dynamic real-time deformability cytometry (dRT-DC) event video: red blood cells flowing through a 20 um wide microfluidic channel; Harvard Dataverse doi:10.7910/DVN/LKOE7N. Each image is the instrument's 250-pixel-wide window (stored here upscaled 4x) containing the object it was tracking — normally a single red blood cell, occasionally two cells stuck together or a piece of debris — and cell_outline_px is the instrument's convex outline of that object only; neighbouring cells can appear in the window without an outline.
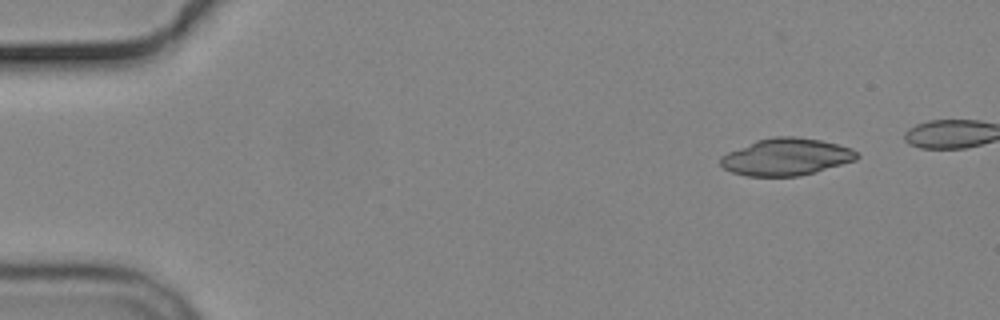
{"species": "common noctule bat (a hibernating species)", "species_latin": "Nyctalus noctula", "temperature_condition": "cold", "stored_images_in_passage": 5, "camera_frame_rate_fps": 3000, "um_per_image_px": 0.085, "animal": {"sex": "male", "body_mass_g": 19.2, "forearm_length_mm": 51.8}, "frame": {"image": 1, "passage_image": 1, "time_ms": 0.0, "image_size_px": [1000, 320], "cell_outline_px": [[860, 156], [856, 160], [816, 172], [800, 176], [748, 176], [732, 172], [724, 168], [720, 164], [720, 156], [728, 152], [756, 140], [772, 136], [796, 136], [820, 140], [852, 148]], "centroid_in_image_um": [66.83, 13.33], "position_along_channel_um": 18.2, "area_um2": 29.54}}
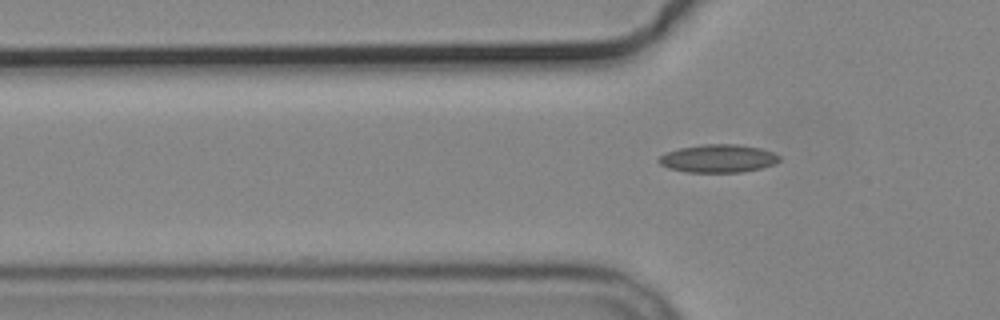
{"frame": {"image": 2, "passage_image": 5, "time_ms": 6.333, "image_size_px": [1000, 320], "cell_outline_px": [[780, 160], [772, 164], [760, 168], [744, 172], [684, 172], [668, 168], [660, 164], [656, 160], [660, 156], [668, 152], [680, 148], [704, 144], [740, 144], [760, 148], [772, 152], [780, 156]], "centroid_in_image_um": [61.03, 13.47], "position_along_channel_um": 64.8, "area_um2": 19.65}}